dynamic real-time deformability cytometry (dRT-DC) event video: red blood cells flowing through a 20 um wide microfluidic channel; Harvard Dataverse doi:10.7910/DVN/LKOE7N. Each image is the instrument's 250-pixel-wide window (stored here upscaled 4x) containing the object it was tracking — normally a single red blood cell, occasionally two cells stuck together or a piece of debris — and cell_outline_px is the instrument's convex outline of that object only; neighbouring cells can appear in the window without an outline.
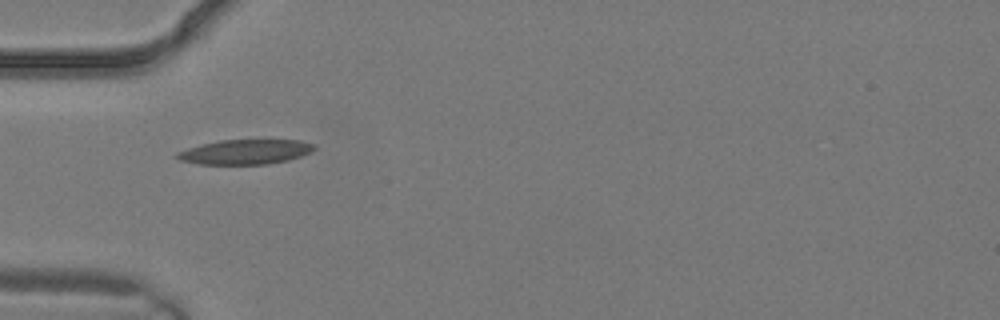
{"species": "common noctule bat (a hibernating species)", "species_latin": "Nyctalus noctula", "temperature_condition": "warm", "stored_images_in_passage": 1, "camera_frame_rate_fps": 3000, "um_per_image_px": 0.085, "animal": {"sex": "male", "body_mass_g": 19.2, "forearm_length_mm": 51.8}, "frame": {"image": 1, "passage_image": 1, "time_ms": 0.0, "image_size_px": [1000, 320], "cell_outline_px": [[316, 148], [312, 152], [288, 160], [268, 164], [196, 164], [180, 160], [172, 156], [176, 152], [188, 148], [220, 140], [300, 140], [316, 144]], "centroid_in_image_um": [20.85, 12.91], "position_along_channel_um": 64.1, "area_um2": 19.88}}